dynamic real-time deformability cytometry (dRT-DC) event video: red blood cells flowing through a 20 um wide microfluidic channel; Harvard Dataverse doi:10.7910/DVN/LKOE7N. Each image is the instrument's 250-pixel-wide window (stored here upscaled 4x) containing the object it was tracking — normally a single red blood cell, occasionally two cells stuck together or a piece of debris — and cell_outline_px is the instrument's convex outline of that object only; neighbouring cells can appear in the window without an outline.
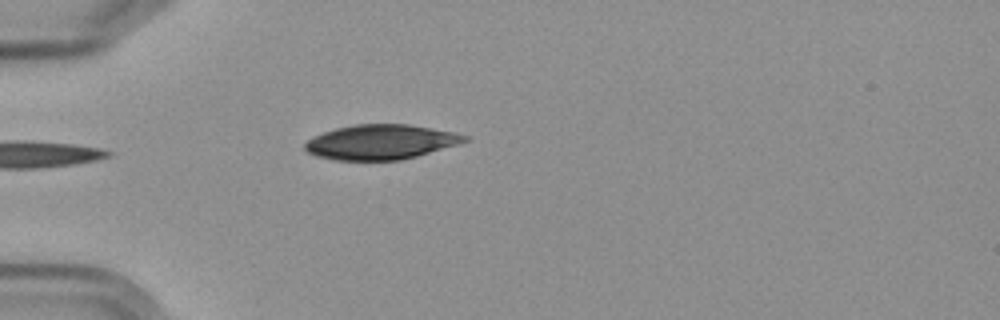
{"species": "Egyptian fruit bat (a non-hibernating species)", "species_latin": "Rousettus aegyptiacus", "temperature_condition": "cold", "stored_images_in_passage": 3, "camera_frame_rate_fps": 3000, "um_per_image_px": 0.085, "frame": {"image": 1, "passage_image": 3, "time_ms": 2.333, "image_size_px": [1000, 320], "cell_outline_px": [[472, 140], [460, 144], [416, 156], [400, 160], [332, 160], [316, 156], [308, 152], [304, 148], [304, 144], [312, 136], [336, 128], [352, 124], [408, 124], [452, 132], [468, 136]], "centroid_in_image_um": [32.36, 12.07], "position_along_channel_um": 52.6, "area_um2": 32.48}}